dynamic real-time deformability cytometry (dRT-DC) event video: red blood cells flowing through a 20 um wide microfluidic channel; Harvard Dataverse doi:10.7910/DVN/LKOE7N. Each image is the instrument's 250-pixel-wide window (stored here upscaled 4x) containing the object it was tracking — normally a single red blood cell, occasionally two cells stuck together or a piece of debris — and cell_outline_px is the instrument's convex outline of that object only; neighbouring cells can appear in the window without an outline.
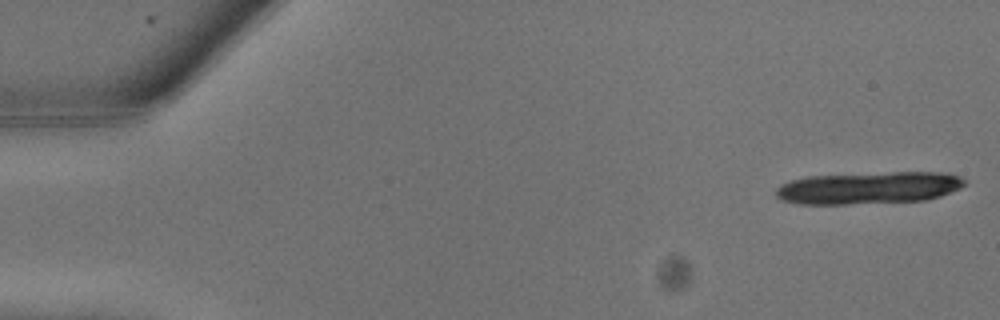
{"species": "common noctule bat (a hibernating species)", "species_latin": "Nyctalus noctula", "temperature_condition": "warm", "stored_images_in_passage": 9, "camera_frame_rate_fps": 3000, "um_per_image_px": 0.085, "animal": {"sex": "male", "body_mass_g": 13.3}, "frame": {"image": 1, "passage_image": 1, "time_ms": 0.0, "image_size_px": [1000, 320], "cell_outline_px": [[964, 184], [960, 188], [940, 196], [928, 200], [848, 204], [796, 204], [780, 200], [776, 196], [776, 188], [780, 184], [792, 180], [812, 176], [892, 172], [940, 172], [960, 176], [964, 180]], "centroid_in_image_um": [73.81, 15.97], "position_along_channel_um": 11.2, "area_um2": 35.37}}